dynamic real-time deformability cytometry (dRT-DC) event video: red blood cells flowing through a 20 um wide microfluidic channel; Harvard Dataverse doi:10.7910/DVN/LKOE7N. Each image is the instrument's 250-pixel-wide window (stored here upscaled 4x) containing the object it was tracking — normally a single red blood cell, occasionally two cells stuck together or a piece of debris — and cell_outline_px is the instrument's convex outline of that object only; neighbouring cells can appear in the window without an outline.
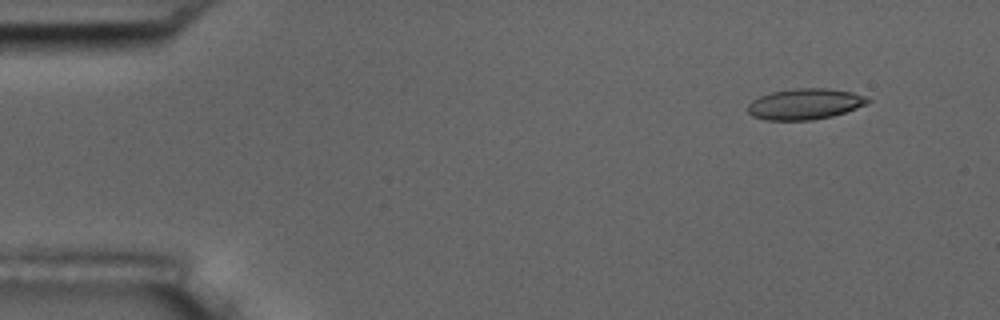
{"species": "common noctule bat (a hibernating species)", "species_latin": "Nyctalus noctula", "temperature_condition": "room temperature", "stored_images_in_passage": 6, "segment_of_instrument_passage": [1, 2], "camera_frame_rate_fps": 3000, "um_per_image_px": 0.085, "animal": {"sex": "male", "body_mass_g": 17.5, "forearm_length_mm": 52.3}, "frame": {"image": 1, "passage_image": 2, "time_ms": 1.0, "image_size_px": [1000, 320], "cell_outline_px": [[872, 100], [868, 104], [832, 116], [812, 120], [768, 120], [752, 116], [748, 112], [748, 104], [752, 100], [760, 96], [772, 92], [796, 88], [828, 88], [852, 92], [864, 96]], "centroid_in_image_um": [68.42, 8.84], "position_along_channel_um": 16.6, "area_um2": 21.56}}
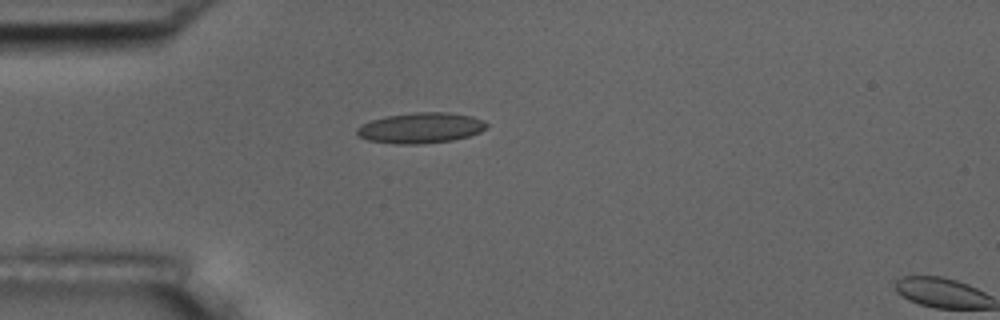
{"frame": {"image": 2, "passage_image": 5, "time_ms": 4.333, "image_size_px": [1000, 320], "cell_outline_px": [[488, 128], [480, 132], [468, 136], [452, 140], [424, 144], [396, 144], [368, 140], [356, 136], [356, 128], [372, 120], [388, 116], [416, 112], [448, 112], [472, 116], [484, 120], [488, 124]], "centroid_in_image_um": [35.79, 10.88], "position_along_channel_um": 49.2, "area_um2": 23.18}}